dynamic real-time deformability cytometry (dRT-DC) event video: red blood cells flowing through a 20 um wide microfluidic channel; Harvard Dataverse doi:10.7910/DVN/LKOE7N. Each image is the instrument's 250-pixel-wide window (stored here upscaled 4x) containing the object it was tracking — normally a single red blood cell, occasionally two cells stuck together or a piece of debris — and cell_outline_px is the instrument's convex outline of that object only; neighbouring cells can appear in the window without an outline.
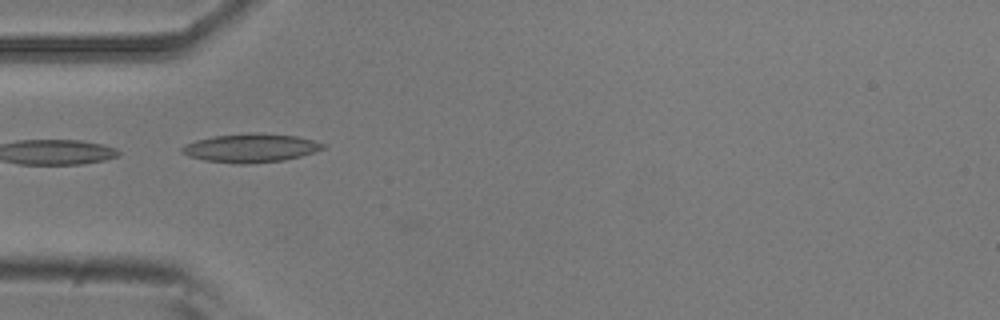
{"species": "common noctule bat (a hibernating species)", "species_latin": "Nyctalus noctula", "temperature_condition": "room temperature", "stored_images_in_passage": 7, "camera_frame_rate_fps": 3000, "um_per_image_px": 0.085, "animal": {"sex": "male", "body_mass_g": 20.5, "forearm_length_mm": 52.5}, "frame": {"image": 1, "passage_image": 4, "time_ms": 1.0, "image_size_px": [1000, 320], "cell_outline_px": [[324, 148], [300, 156], [284, 160], [248, 164], [236, 164], [204, 160], [188, 156], [180, 152], [180, 148], [184, 144], [196, 140], [216, 136], [248, 132], [252, 132], [296, 136], [312, 140], [324, 144]], "centroid_in_image_um": [21.25, 12.58], "position_along_channel_um": 63.8, "area_um2": 23.47}}
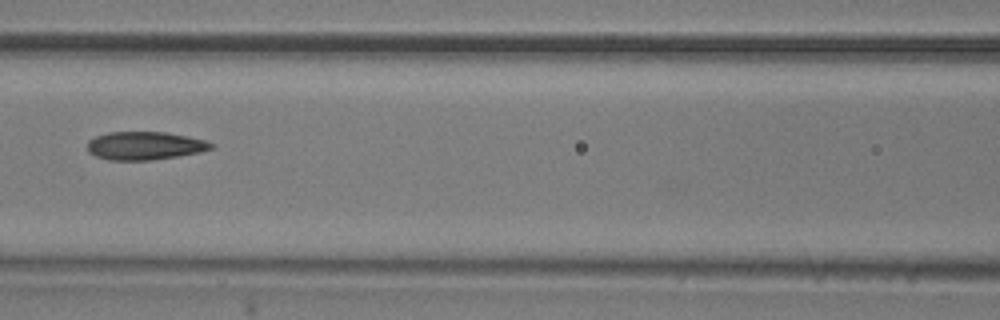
{"frame": {"image": 2, "passage_image": 6, "time_ms": 1.667, "image_size_px": [1000, 320], "cell_outline_px": [[216, 144], [212, 148], [200, 152], [152, 160], [108, 160], [96, 156], [88, 152], [88, 140], [96, 136], [108, 132], [164, 132], [188, 136], [204, 140]], "centroid_in_image_um": [12.3, 12.38], "position_along_channel_um": 154.3, "area_um2": 20.29}}
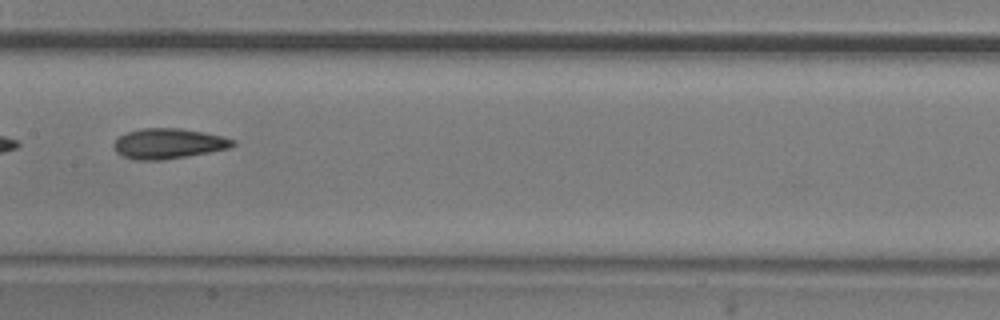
{"frame": {"image": 3, "passage_image": 7, "time_ms": 2.0, "image_size_px": [1000, 320], "cell_outline_px": [[236, 144], [228, 148], [208, 152], [164, 160], [136, 160], [120, 156], [116, 152], [112, 144], [120, 136], [128, 132], [140, 128], [180, 128], [204, 132], [224, 136], [236, 140]], "centroid_in_image_um": [14.3, 12.2], "position_along_channel_um": 193.1, "area_um2": 21.1}}